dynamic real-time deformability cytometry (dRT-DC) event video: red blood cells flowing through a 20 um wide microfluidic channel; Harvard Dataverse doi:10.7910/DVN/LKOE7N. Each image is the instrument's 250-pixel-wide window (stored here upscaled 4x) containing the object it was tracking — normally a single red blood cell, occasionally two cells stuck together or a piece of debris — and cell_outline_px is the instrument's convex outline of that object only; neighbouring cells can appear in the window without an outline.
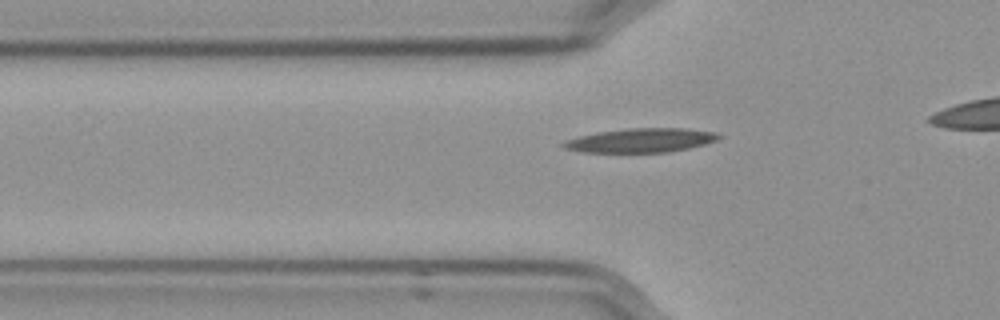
{"species": "Egyptian fruit bat (a non-hibernating species)", "species_latin": "Rousettus aegyptiacus", "temperature_condition": "cold", "stored_images_in_passage": 42, "camera_frame_rate_fps": 3000, "um_per_image_px": 0.085, "frame": {"image": 1, "passage_image": 14, "time_ms": 4.333, "image_size_px": [1000, 320], "cell_outline_px": [[724, 136], [716, 140], [704, 144], [688, 148], [668, 152], [584, 152], [564, 148], [560, 144], [564, 140], [596, 132], [628, 128], [688, 128], [716, 132]], "centroid_in_image_um": [54.48, 11.92], "position_along_channel_um": 71.3, "area_um2": 21.85}}
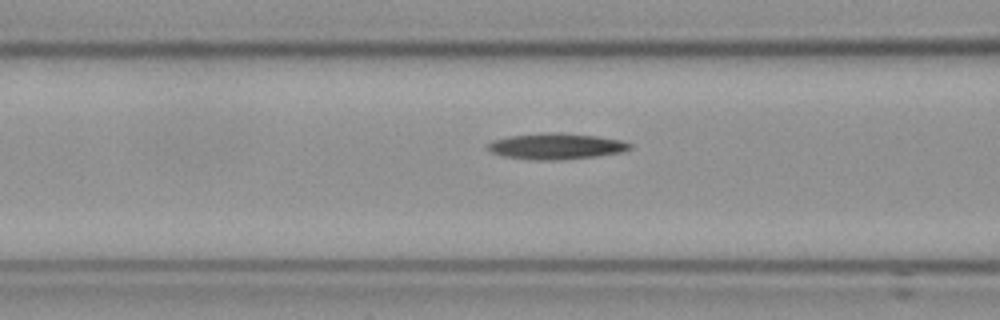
{"frame": {"image": 2, "passage_image": 18, "time_ms": 5.667, "image_size_px": [1000, 320], "cell_outline_px": [[632, 148], [620, 152], [596, 156], [560, 160], [532, 160], [504, 156], [492, 152], [484, 144], [492, 140], [508, 136], [544, 132], [560, 132], [596, 136], [620, 140], [632, 144]], "centroid_in_image_um": [47.22, 12.42], "position_along_channel_um": 119.4, "area_um2": 21.68}}
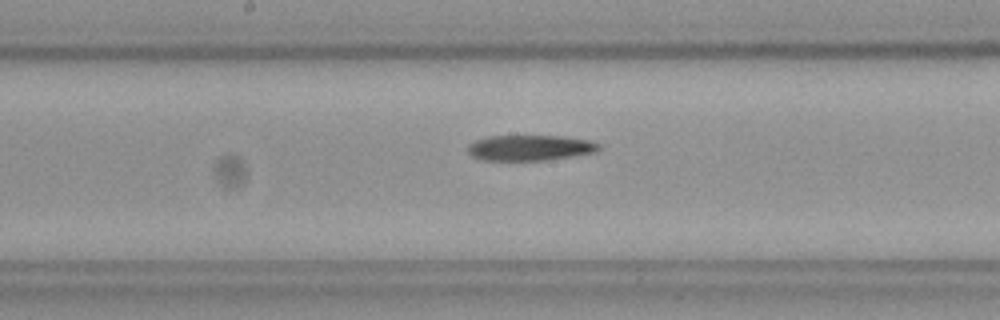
{"frame": {"image": 3, "passage_image": 25, "time_ms": 8.0, "image_size_px": [1000, 320], "cell_outline_px": [[600, 148], [596, 152], [548, 160], [484, 160], [472, 156], [468, 152], [468, 144], [476, 140], [488, 136], [564, 136], [592, 140], [600, 144]], "centroid_in_image_um": [45.08, 12.55], "position_along_channel_um": 203.1, "area_um2": 19.59}}